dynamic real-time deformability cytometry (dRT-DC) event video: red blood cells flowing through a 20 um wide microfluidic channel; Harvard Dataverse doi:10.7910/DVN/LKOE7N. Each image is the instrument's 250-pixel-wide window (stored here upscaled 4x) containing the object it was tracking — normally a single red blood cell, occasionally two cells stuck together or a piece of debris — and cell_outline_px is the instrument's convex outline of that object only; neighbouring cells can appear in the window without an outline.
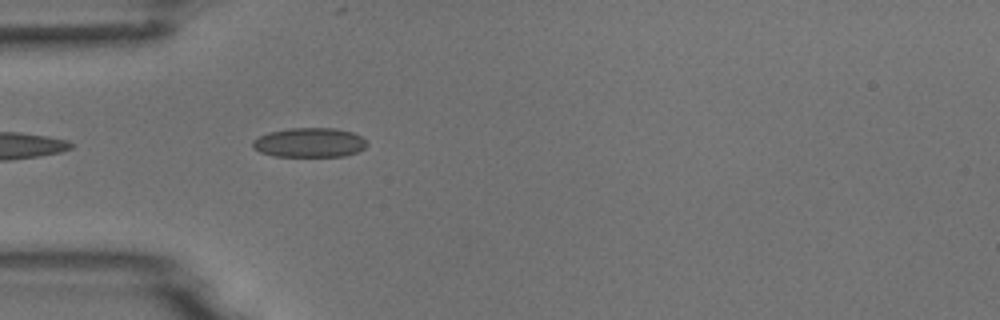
{"species": "common noctule bat (a hibernating species)", "species_latin": "Nyctalus noctula", "temperature_condition": "room temperature", "stored_images_in_passage": 5, "camera_frame_rate_fps": 3000, "um_per_image_px": 0.085, "animal": {"sex": "male", "body_mass_g": 18.8}, "frame": {"image": 1, "passage_image": 5, "time_ms": 4.667, "image_size_px": [1000, 320], "cell_outline_px": [[368, 144], [364, 148], [356, 152], [344, 156], [276, 156], [260, 152], [252, 148], [252, 140], [268, 132], [288, 128], [332, 128], [352, 132], [368, 140]], "centroid_in_image_um": [26.3, 12.11], "position_along_channel_um": 58.7, "area_um2": 19.65}}